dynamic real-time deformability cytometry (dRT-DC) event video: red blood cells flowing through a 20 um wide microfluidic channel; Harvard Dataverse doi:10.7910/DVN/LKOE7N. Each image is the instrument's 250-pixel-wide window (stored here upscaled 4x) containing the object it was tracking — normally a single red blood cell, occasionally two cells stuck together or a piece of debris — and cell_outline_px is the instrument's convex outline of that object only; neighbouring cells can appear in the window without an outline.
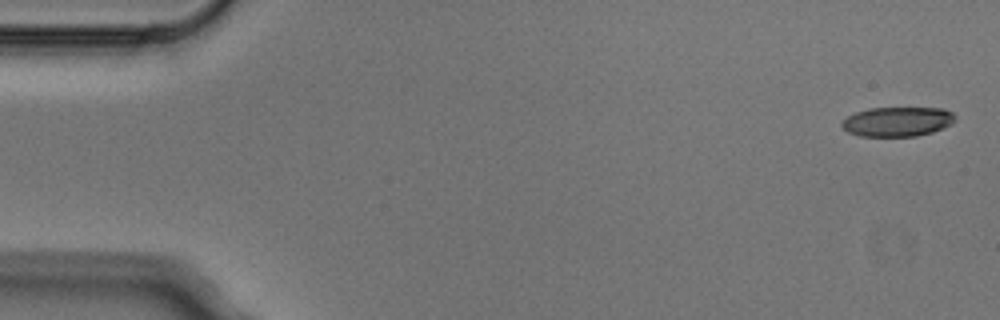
{"species": "Egyptian fruit bat (a non-hibernating species)", "species_latin": "Rousettus aegyptiacus", "temperature_condition": "cold", "stored_images_in_passage": 4, "camera_frame_rate_fps": 3000, "um_per_image_px": 0.085, "animal": {"sex": "male"}, "frame": {"image": 1, "passage_image": 1, "time_ms": 0.0, "image_size_px": [1000, 320], "cell_outline_px": [[956, 120], [952, 124], [944, 128], [932, 132], [916, 136], [860, 136], [848, 132], [840, 124], [848, 116], [856, 112], [868, 108], [944, 108], [952, 112], [956, 116]], "centroid_in_image_um": [76.32, 10.33], "position_along_channel_um": 8.7, "area_um2": 19.59}}